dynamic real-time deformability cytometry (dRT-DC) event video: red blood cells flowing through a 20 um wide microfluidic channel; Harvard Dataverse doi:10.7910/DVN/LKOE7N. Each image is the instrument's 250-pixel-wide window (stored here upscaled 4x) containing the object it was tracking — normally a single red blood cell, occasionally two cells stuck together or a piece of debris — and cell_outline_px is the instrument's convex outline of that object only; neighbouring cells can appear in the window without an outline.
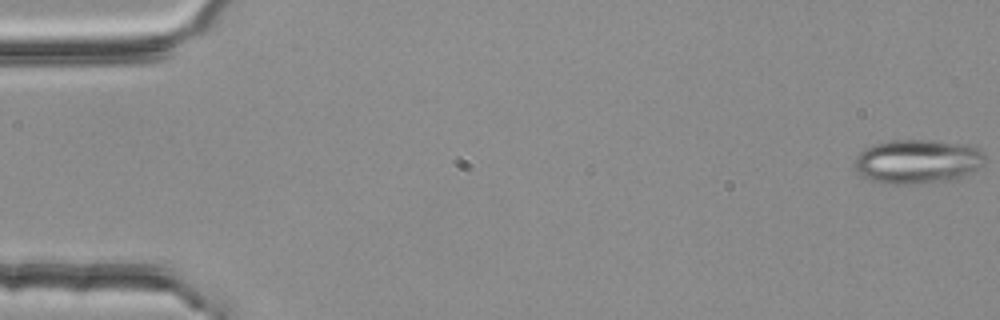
{"species": "common noctule bat (a hibernating species)", "species_latin": "Nyctalus noctula", "temperature_condition": "room temperature", "stored_images_in_passage": 6, "camera_frame_rate_fps": 3000, "um_per_image_px": 0.085, "animal": {"sex": "female", "body_mass_g": 25.1}, "frame": {"image": 1, "passage_image": 1, "time_ms": 0.0, "image_size_px": [1000, 320], "cell_outline_px": [[984, 164], [972, 172], [956, 180], [912, 184], [884, 184], [872, 180], [856, 172], [852, 164], [852, 160], [864, 148], [872, 144], [888, 140], [936, 140], [968, 144], [976, 148], [984, 156]], "centroid_in_image_um": [77.95, 13.72], "position_along_channel_um": 7.1, "area_um2": 34.16}}